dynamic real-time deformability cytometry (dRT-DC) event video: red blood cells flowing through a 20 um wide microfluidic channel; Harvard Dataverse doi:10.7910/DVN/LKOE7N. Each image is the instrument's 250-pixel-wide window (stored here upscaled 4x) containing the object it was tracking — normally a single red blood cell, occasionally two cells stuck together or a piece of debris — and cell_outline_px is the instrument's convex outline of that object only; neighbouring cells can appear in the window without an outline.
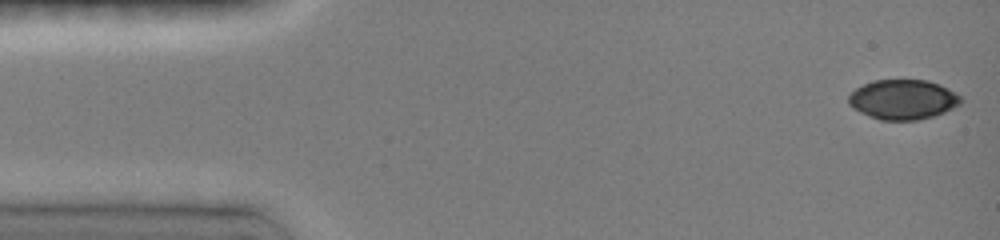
{"species": "common noctule bat (a hibernating species)", "species_latin": "Nyctalus noctula", "temperature_condition": "room temperature", "stored_images_in_passage": 47, "camera_frame_rate_fps": 3000, "um_per_image_px": 0.085, "animal": {"sex": "female", "body_mass_g": 19.0, "forearm_length_mm": 51.5}, "frame": {"image": 1, "passage_image": 1, "time_ms": 0.0, "image_size_px": [1000, 240], "cell_outline_px": [[964, 100], [960, 104], [944, 112], [932, 116], [916, 120], [880, 120], [860, 112], [852, 108], [848, 104], [848, 96], [856, 88], [872, 80], [928, 80], [940, 84], [956, 92]], "centroid_in_image_um": [76.75, 8.45], "position_along_channel_um": 8.2, "area_um2": 26.13}}
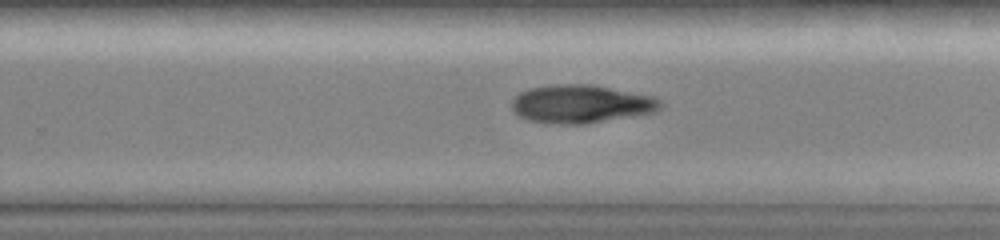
{"frame": {"image": 2, "passage_image": 30, "time_ms": 9.667, "image_size_px": [1000, 240], "cell_outline_px": [[664, 104], [660, 108], [652, 112], [584, 124], [560, 124], [528, 120], [520, 116], [512, 108], [512, 100], [520, 92], [532, 88], [564, 84], [592, 84], [652, 96], [660, 100]], "centroid_in_image_um": [49.39, 8.83], "position_along_channel_um": 280.4, "area_um2": 32.54}}
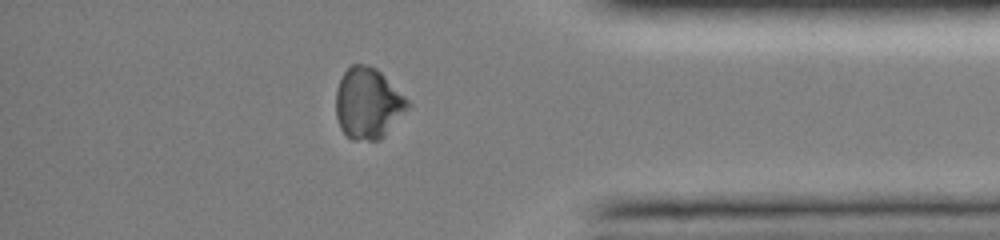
{"frame": {"image": 3, "passage_image": 40, "time_ms": 13.0, "image_size_px": [1000, 240], "cell_outline_px": [[412, 104], [384, 136], [380, 140], [352, 140], [340, 128], [336, 116], [336, 88], [344, 72], [352, 64], [364, 64], [376, 68]], "centroid_in_image_um": [31.27, 8.79], "position_along_channel_um": 403.9, "area_um2": 29.54}}